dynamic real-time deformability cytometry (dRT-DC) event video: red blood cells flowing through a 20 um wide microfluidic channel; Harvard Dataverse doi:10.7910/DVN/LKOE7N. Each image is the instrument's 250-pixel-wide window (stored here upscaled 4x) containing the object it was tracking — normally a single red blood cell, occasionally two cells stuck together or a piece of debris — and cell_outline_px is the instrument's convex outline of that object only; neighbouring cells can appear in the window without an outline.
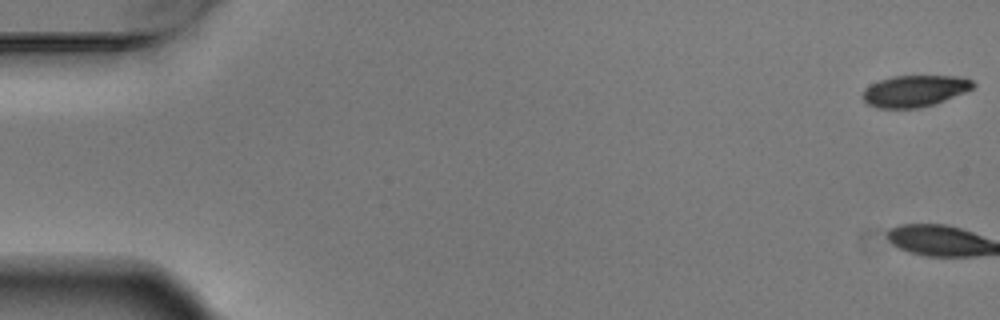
{"species": "Egyptian fruit bat (a non-hibernating species)", "species_latin": "Rousettus aegyptiacus", "temperature_condition": "warm", "stored_images_in_passage": 7, "camera_frame_rate_fps": 3000, "um_per_image_px": 0.085, "animal": {"sex": "male"}, "frame": {"image": 1, "passage_image": 1, "time_ms": 0.0, "image_size_px": [1000, 320], "cell_outline_px": [[976, 84], [972, 88], [964, 92], [936, 104], [920, 108], [876, 108], [868, 104], [864, 100], [864, 88], [880, 80], [892, 76], [964, 76], [972, 80]], "centroid_in_image_um": [77.78, 7.73], "position_along_channel_um": 7.2, "area_um2": 20.29}}
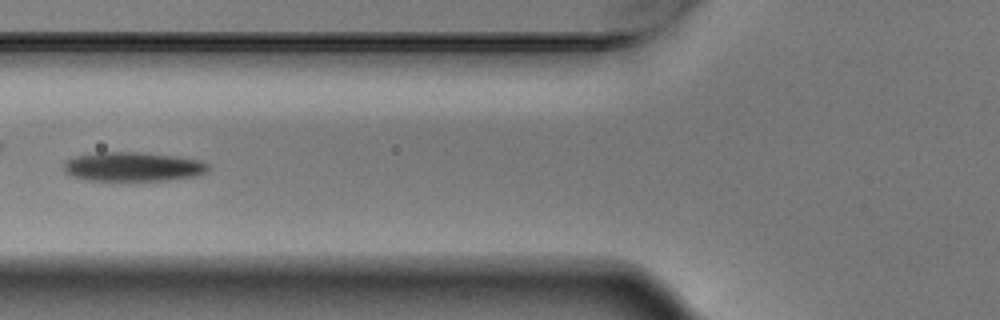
{"frame": {"image": 2, "passage_image": 7, "time_ms": 2.0, "image_size_px": [1000, 320], "cell_outline_px": [[208, 172], [200, 176], [168, 180], [84, 180], [72, 176], [64, 172], [64, 164], [68, 160], [76, 156], [100, 152], [136, 152], [176, 156], [200, 160], [208, 164]], "centroid_in_image_um": [11.34, 14.18], "position_along_channel_um": 114.5, "area_um2": 24.62}}